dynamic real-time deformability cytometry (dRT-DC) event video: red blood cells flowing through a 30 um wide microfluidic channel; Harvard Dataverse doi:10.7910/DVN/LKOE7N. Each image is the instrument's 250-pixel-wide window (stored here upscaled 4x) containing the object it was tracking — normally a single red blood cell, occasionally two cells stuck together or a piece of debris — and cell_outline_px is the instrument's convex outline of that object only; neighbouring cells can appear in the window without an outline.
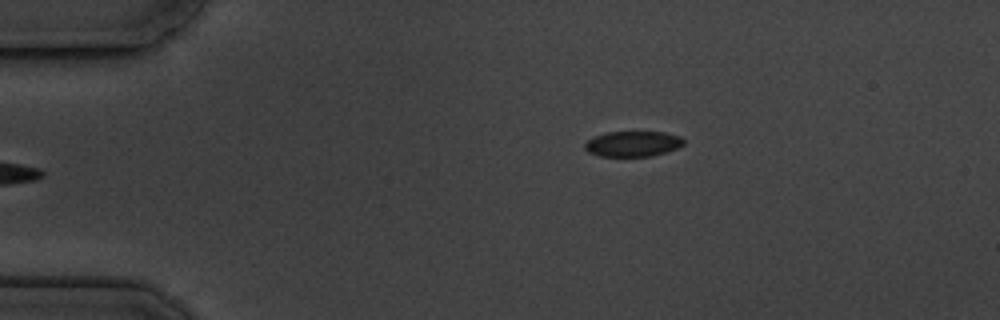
{"species": "common noctule bat (a hibernating species)", "species_latin": "Nyctalus noctula", "temperature_condition": "cold", "stored_images_in_passage": 5, "camera_frame_rate_fps": 3000, "um_per_image_px": 0.085, "animal": {"sex": "male", "body_mass_g": 19.5, "forearm_length_mm": 54.6}, "frame": {"image": 1, "passage_image": 5, "time_ms": 4.667, "image_size_px": [1000, 320], "cell_outline_px": [[684, 144], [668, 152], [652, 156], [600, 156], [588, 152], [584, 148], [584, 144], [592, 136], [608, 132], [664, 132], [680, 136], [684, 140]], "centroid_in_image_um": [53.78, 12.22], "position_along_channel_um": 31.2, "area_um2": 14.74}}